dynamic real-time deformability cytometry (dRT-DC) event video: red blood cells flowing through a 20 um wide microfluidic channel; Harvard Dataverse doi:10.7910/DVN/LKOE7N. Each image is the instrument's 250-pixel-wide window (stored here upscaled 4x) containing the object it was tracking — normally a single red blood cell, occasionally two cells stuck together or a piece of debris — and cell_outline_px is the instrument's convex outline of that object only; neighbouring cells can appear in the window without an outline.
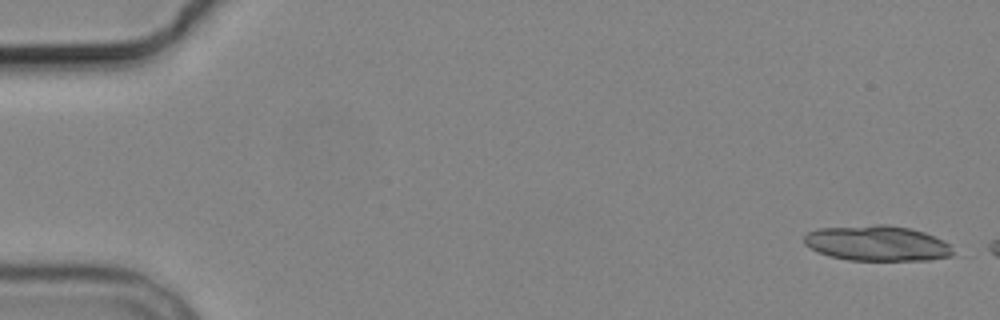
{"species": "common noctule bat (a hibernating species)", "species_latin": "Nyctalus noctula", "temperature_condition": "cold", "stored_images_in_passage": 6, "segment_of_instrument_passage": [2, 2], "camera_frame_rate_fps": 3000, "um_per_image_px": 0.085, "animal": {"sex": "male", "body_mass_g": 19.2, "forearm_length_mm": 51.8}, "frame": {"image": 1, "passage_image": 6, "time_ms": 7.0, "image_size_px": [1000, 320], "cell_outline_px": [[952, 256], [932, 260], [848, 260], [828, 256], [816, 252], [804, 244], [804, 236], [808, 232], [816, 228], [876, 224], [888, 224], [908, 228], [924, 232], [944, 240], [948, 244], [952, 252]], "centroid_in_image_um": [74.51, 20.67], "position_along_channel_um": 10.5, "area_um2": 30.92}}